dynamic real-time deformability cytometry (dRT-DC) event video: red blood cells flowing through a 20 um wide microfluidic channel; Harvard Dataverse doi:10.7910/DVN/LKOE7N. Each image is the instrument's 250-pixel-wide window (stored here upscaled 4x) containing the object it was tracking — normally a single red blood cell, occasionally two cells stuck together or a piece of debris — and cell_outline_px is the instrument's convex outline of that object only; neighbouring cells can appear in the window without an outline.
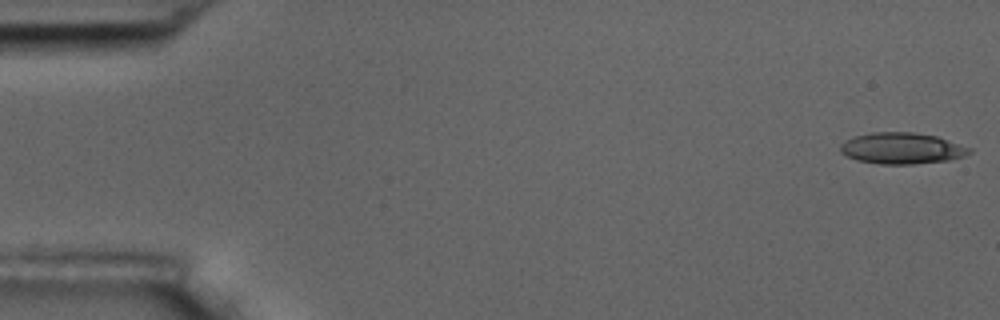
{"species": "common noctule bat (a hibernating species)", "species_latin": "Nyctalus noctula", "temperature_condition": "room temperature", "stored_images_in_passage": 10, "camera_frame_rate_fps": 3000, "um_per_image_px": 0.085, "animal": {"sex": "male", "body_mass_g": 17.5, "forearm_length_mm": 52.3}, "frame": {"image": 1, "passage_image": 1, "time_ms": 0.0, "image_size_px": [1000, 320], "cell_outline_px": [[972, 152], [964, 156], [948, 160], [912, 164], [880, 164], [856, 160], [840, 152], [840, 144], [856, 136], [872, 132], [912, 132], [936, 136], [972, 148]], "centroid_in_image_um": [76.67, 12.61], "position_along_channel_um": 8.3, "area_um2": 23.35}}
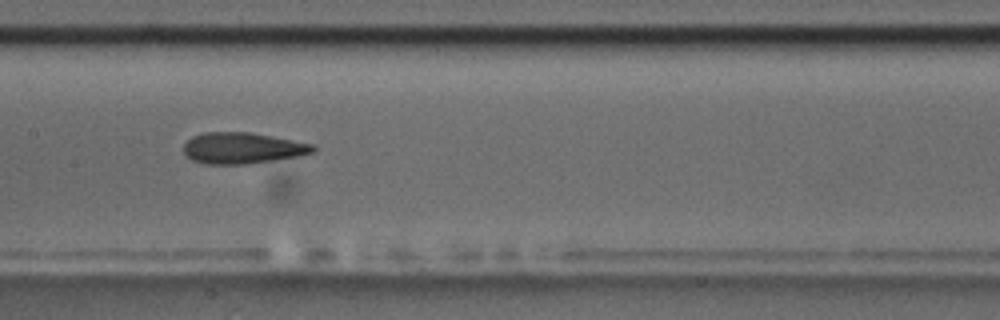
{"frame": {"image": 2, "passage_image": 9, "time_ms": 9.0, "image_size_px": [1000, 320], "cell_outline_px": [[316, 148], [312, 152], [300, 156], [244, 164], [204, 164], [192, 160], [184, 156], [184, 144], [192, 136], [204, 132], [248, 132], [272, 136], [316, 144]], "centroid_in_image_um": [20.59, 12.58], "position_along_channel_um": 186.8, "area_um2": 23.58}}
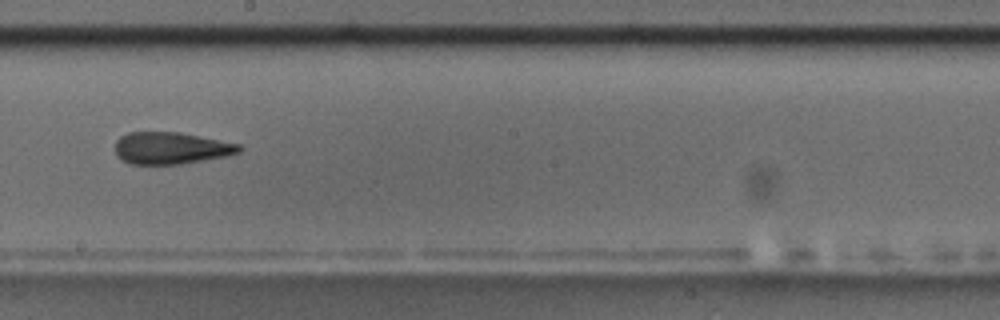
{"frame": {"image": 3, "passage_image": 10, "time_ms": 10.333, "image_size_px": [1000, 320], "cell_outline_px": [[244, 148], [240, 152], [228, 156], [180, 164], [128, 164], [120, 160], [116, 156], [116, 140], [120, 136], [128, 132], [180, 132], [240, 144]], "centroid_in_image_um": [14.53, 12.59], "position_along_channel_um": 233.7, "area_um2": 23.35}}